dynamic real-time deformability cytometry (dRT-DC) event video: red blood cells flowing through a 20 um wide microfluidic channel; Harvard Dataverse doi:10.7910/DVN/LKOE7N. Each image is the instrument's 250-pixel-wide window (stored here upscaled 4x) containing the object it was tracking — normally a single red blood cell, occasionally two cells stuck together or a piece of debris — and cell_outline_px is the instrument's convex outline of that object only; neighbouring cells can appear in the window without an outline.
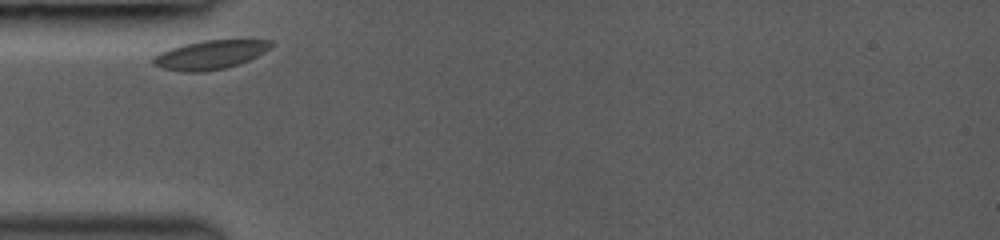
{"species": "common noctule bat (a hibernating species)", "species_latin": "Nyctalus noctula", "temperature_condition": "room temperature", "stored_images_in_passage": 23, "camera_frame_rate_fps": 3000, "um_per_image_px": 0.085, "animal": {"sex": "female", "body_mass_g": 19.0, "forearm_length_mm": 53.3}, "frame": {"image": 1, "passage_image": 1, "time_ms": 0.0, "image_size_px": [1000, 240], "cell_outline_px": [[272, 48], [240, 64], [224, 68], [204, 72], [180, 72], [164, 68], [152, 64], [152, 56], [160, 52], [184, 44], [200, 40], [272, 40]], "centroid_in_image_um": [17.84, 4.66], "position_along_channel_um": 67.2, "area_um2": 19.88}}
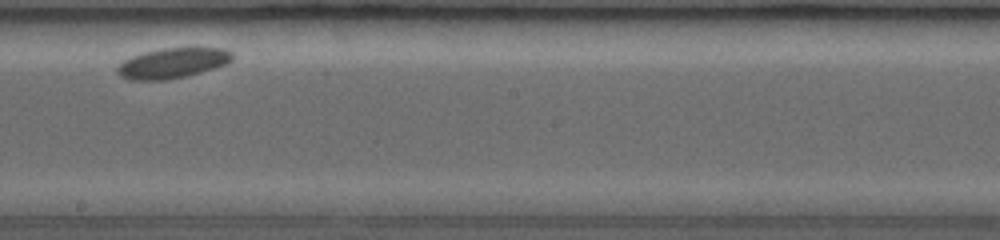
{"frame": {"image": 2, "passage_image": 13, "time_ms": 4.667, "image_size_px": [1000, 240], "cell_outline_px": [[232, 60], [228, 64], [216, 68], [168, 80], [128, 80], [120, 76], [116, 72], [116, 68], [124, 60], [132, 56], [144, 52], [160, 48], [224, 48], [232, 52]], "centroid_in_image_um": [14.66, 5.36], "position_along_channel_um": 233.5, "area_um2": 20.35}}
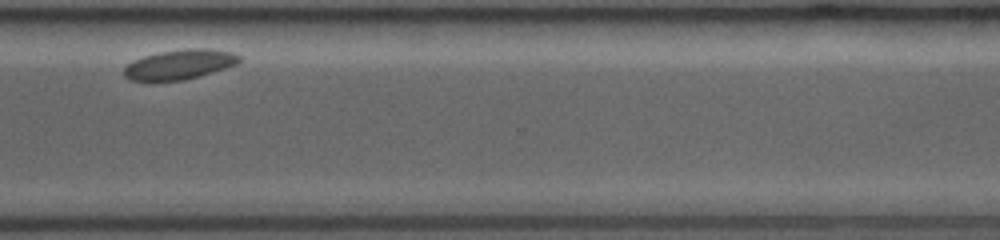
{"frame": {"image": 3, "passage_image": 21, "time_ms": 8.0, "image_size_px": [1000, 240], "cell_outline_px": [[240, 60], [236, 64], [200, 76], [184, 80], [128, 80], [124, 76], [124, 68], [132, 60], [144, 56], [160, 52], [184, 48], [208, 48], [232, 52], [240, 56]], "centroid_in_image_um": [15.26, 5.46], "position_along_channel_um": 355.3, "area_um2": 19.88}}